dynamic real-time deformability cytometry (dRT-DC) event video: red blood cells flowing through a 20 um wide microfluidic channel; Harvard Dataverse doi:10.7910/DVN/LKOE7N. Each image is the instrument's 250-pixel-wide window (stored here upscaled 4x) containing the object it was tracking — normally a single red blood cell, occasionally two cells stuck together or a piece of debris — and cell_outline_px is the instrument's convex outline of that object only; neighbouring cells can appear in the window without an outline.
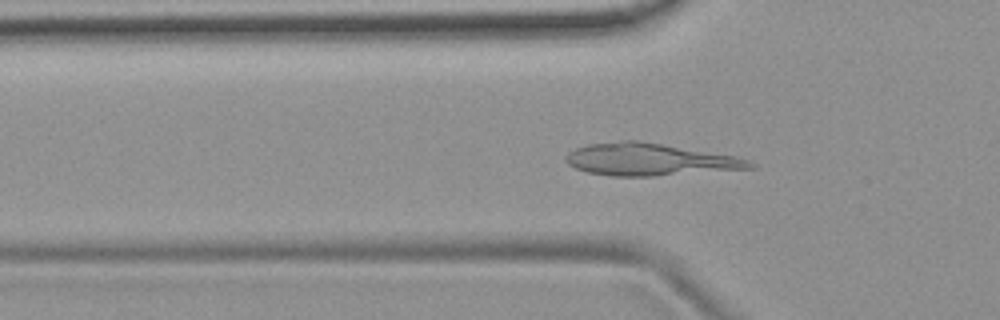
{"species": "common noctule bat (a hibernating species)", "species_latin": "Nyctalus noctula", "temperature_condition": "room temperature", "stored_images_in_passage": 53, "camera_frame_rate_fps": 3000, "um_per_image_px": 0.085, "animal": {"sex": "female", "body_mass_g": 19.9}, "frame": {"image": 1, "passage_image": 17, "time_ms": 5.333, "image_size_px": [1000, 320], "cell_outline_px": [[756, 168], [656, 176], [612, 176], [588, 172], [576, 168], [568, 164], [564, 160], [564, 156], [568, 152], [576, 148], [588, 144], [620, 140], [640, 140], [736, 156], [748, 160], [756, 164]], "centroid_in_image_um": [55.22, 13.55], "position_along_channel_um": 70.6, "area_um2": 34.85}}
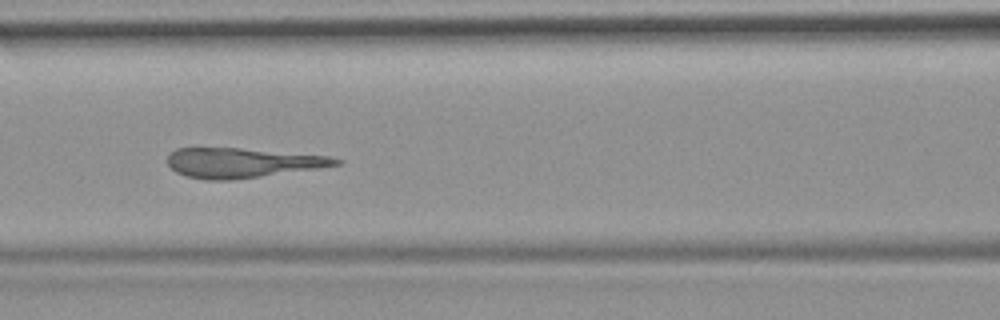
{"frame": {"image": 2, "passage_image": 23, "time_ms": 7.333, "image_size_px": [1000, 320], "cell_outline_px": [[344, 160], [340, 164], [320, 168], [232, 180], [204, 180], [188, 176], [176, 172], [168, 164], [168, 156], [176, 148], [240, 148], [332, 156]], "centroid_in_image_um": [20.63, 13.83], "position_along_channel_um": 146.0, "area_um2": 29.13}}
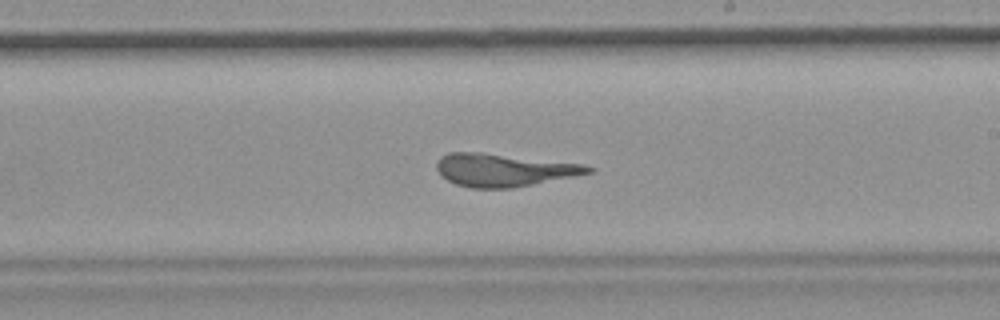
{"frame": {"image": 3, "passage_image": 31, "time_ms": 10.0, "image_size_px": [1000, 320], "cell_outline_px": [[596, 168], [592, 172], [512, 188], [472, 188], [456, 184], [440, 176], [436, 168], [436, 164], [440, 156], [448, 152], [484, 152], [584, 164]], "centroid_in_image_um": [42.77, 14.43], "position_along_channel_um": 246.2, "area_um2": 28.96}}